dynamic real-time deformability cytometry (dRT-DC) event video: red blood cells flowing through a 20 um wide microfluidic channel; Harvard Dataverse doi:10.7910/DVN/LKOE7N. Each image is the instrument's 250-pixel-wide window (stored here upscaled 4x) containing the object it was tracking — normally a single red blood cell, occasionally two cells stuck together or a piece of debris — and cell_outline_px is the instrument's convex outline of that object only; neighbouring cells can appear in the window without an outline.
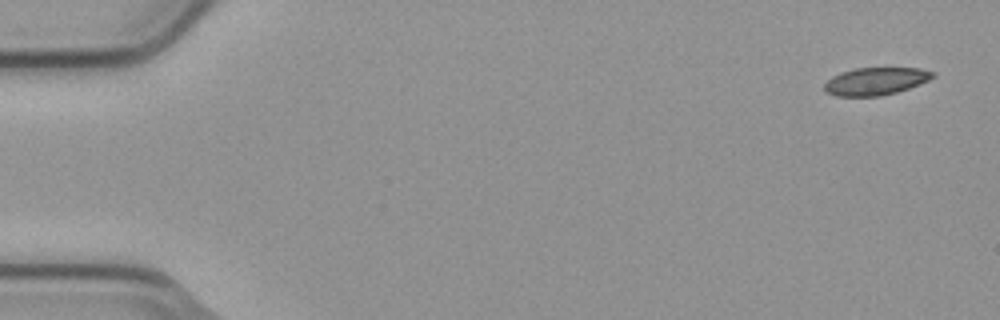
{"species": "common noctule bat (a hibernating species)", "species_latin": "Nyctalus noctula", "temperature_condition": "cold", "stored_images_in_passage": 4, "camera_frame_rate_fps": 3000, "um_per_image_px": 0.085, "animal": {"sex": "male", "body_mass_g": 23.1, "forearm_length_mm": 52.7}, "frame": {"image": 1, "passage_image": 1, "time_ms": 0.0, "image_size_px": [1000, 320], "cell_outline_px": [[936, 76], [920, 84], [896, 92], [880, 96], [836, 96], [828, 92], [824, 88], [824, 84], [832, 76], [840, 72], [856, 68], [920, 68], [936, 72]], "centroid_in_image_um": [74.45, 6.89], "position_along_channel_um": 10.5, "area_um2": 17.4}}
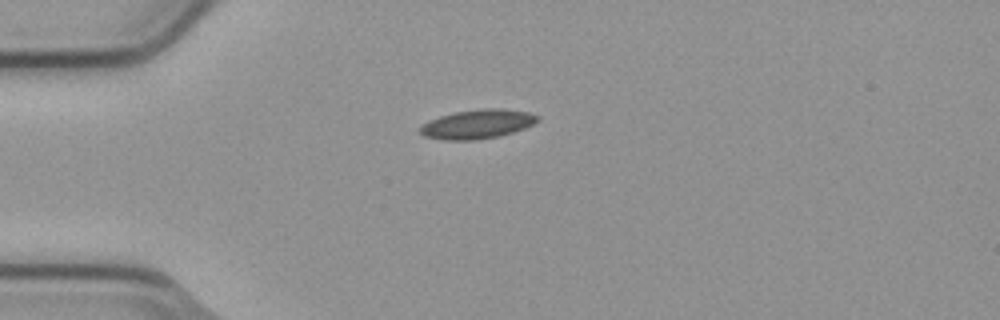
{"frame": {"image": 2, "passage_image": 2, "time_ms": 0.333, "image_size_px": [1000, 320], "cell_outline_px": [[540, 120], [524, 128], [512, 132], [496, 136], [476, 140], [444, 140], [424, 136], [420, 132], [420, 128], [428, 120], [440, 116], [456, 112], [480, 108], [504, 108], [528, 112], [540, 116]], "centroid_in_image_um": [40.6, 10.54], "position_along_channel_um": 44.4, "area_um2": 19.88}}
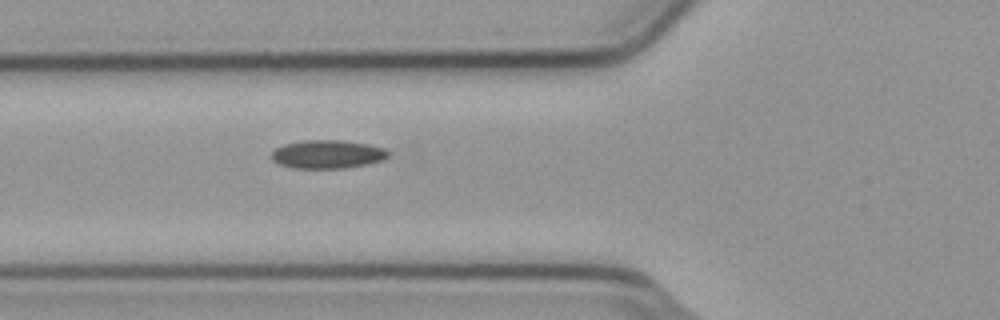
{"frame": {"image": 3, "passage_image": 4, "time_ms": 1.0, "image_size_px": [1000, 320], "cell_outline_px": [[388, 156], [384, 160], [368, 164], [344, 168], [292, 168], [280, 164], [272, 160], [272, 152], [276, 148], [284, 144], [300, 140], [340, 140], [368, 144], [384, 148], [388, 152]], "centroid_in_image_um": [27.83, 13.11], "position_along_channel_um": 98.0, "area_um2": 19.36}}